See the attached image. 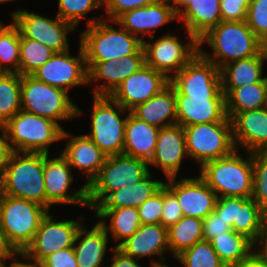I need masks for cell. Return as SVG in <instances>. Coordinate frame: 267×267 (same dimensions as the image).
Segmentation results:
<instances>
[{
  "instance_id": "cell-1",
  "label": "cell",
  "mask_w": 267,
  "mask_h": 267,
  "mask_svg": "<svg viewBox=\"0 0 267 267\" xmlns=\"http://www.w3.org/2000/svg\"><path fill=\"white\" fill-rule=\"evenodd\" d=\"M199 53L219 69L233 61L258 55L266 45L248 27L246 21H221L199 40ZM206 43L213 53L202 47Z\"/></svg>"
},
{
  "instance_id": "cell-2",
  "label": "cell",
  "mask_w": 267,
  "mask_h": 267,
  "mask_svg": "<svg viewBox=\"0 0 267 267\" xmlns=\"http://www.w3.org/2000/svg\"><path fill=\"white\" fill-rule=\"evenodd\" d=\"M107 21L101 17L86 21L87 28L82 31L79 40L86 61L122 59L134 55L143 46L141 39L130 34L116 21ZM109 22L117 24L120 29H115Z\"/></svg>"
},
{
  "instance_id": "cell-3",
  "label": "cell",
  "mask_w": 267,
  "mask_h": 267,
  "mask_svg": "<svg viewBox=\"0 0 267 267\" xmlns=\"http://www.w3.org/2000/svg\"><path fill=\"white\" fill-rule=\"evenodd\" d=\"M243 158L235 149L230 155L206 162L200 177L217 197L251 198L253 191V153Z\"/></svg>"
},
{
  "instance_id": "cell-4",
  "label": "cell",
  "mask_w": 267,
  "mask_h": 267,
  "mask_svg": "<svg viewBox=\"0 0 267 267\" xmlns=\"http://www.w3.org/2000/svg\"><path fill=\"white\" fill-rule=\"evenodd\" d=\"M0 193L46 207L43 153L13 151L0 177Z\"/></svg>"
},
{
  "instance_id": "cell-5",
  "label": "cell",
  "mask_w": 267,
  "mask_h": 267,
  "mask_svg": "<svg viewBox=\"0 0 267 267\" xmlns=\"http://www.w3.org/2000/svg\"><path fill=\"white\" fill-rule=\"evenodd\" d=\"M12 151L49 154L62 139L63 126L46 117L20 110L2 126Z\"/></svg>"
},
{
  "instance_id": "cell-6",
  "label": "cell",
  "mask_w": 267,
  "mask_h": 267,
  "mask_svg": "<svg viewBox=\"0 0 267 267\" xmlns=\"http://www.w3.org/2000/svg\"><path fill=\"white\" fill-rule=\"evenodd\" d=\"M48 212L39 203L0 193V226L19 254L32 242Z\"/></svg>"
},
{
  "instance_id": "cell-7",
  "label": "cell",
  "mask_w": 267,
  "mask_h": 267,
  "mask_svg": "<svg viewBox=\"0 0 267 267\" xmlns=\"http://www.w3.org/2000/svg\"><path fill=\"white\" fill-rule=\"evenodd\" d=\"M21 106L23 111L46 117L59 125L58 121L72 120L83 114L70 100L68 92L31 75L21 76Z\"/></svg>"
},
{
  "instance_id": "cell-8",
  "label": "cell",
  "mask_w": 267,
  "mask_h": 267,
  "mask_svg": "<svg viewBox=\"0 0 267 267\" xmlns=\"http://www.w3.org/2000/svg\"><path fill=\"white\" fill-rule=\"evenodd\" d=\"M149 163L125 154L107 156L99 174L87 186V202L94 209L111 191L130 186L148 173Z\"/></svg>"
},
{
  "instance_id": "cell-9",
  "label": "cell",
  "mask_w": 267,
  "mask_h": 267,
  "mask_svg": "<svg viewBox=\"0 0 267 267\" xmlns=\"http://www.w3.org/2000/svg\"><path fill=\"white\" fill-rule=\"evenodd\" d=\"M91 132L87 135L107 156L123 152L125 126L130 111L110 96L93 95ZM126 113L123 117L121 115Z\"/></svg>"
},
{
  "instance_id": "cell-10",
  "label": "cell",
  "mask_w": 267,
  "mask_h": 267,
  "mask_svg": "<svg viewBox=\"0 0 267 267\" xmlns=\"http://www.w3.org/2000/svg\"><path fill=\"white\" fill-rule=\"evenodd\" d=\"M188 157L200 168L209 161L230 155L233 142L232 121L226 116L221 122L194 124L183 127Z\"/></svg>"
},
{
  "instance_id": "cell-11",
  "label": "cell",
  "mask_w": 267,
  "mask_h": 267,
  "mask_svg": "<svg viewBox=\"0 0 267 267\" xmlns=\"http://www.w3.org/2000/svg\"><path fill=\"white\" fill-rule=\"evenodd\" d=\"M187 33L188 40L183 41L184 44L177 35L169 31L153 43L144 40L145 64L170 80L199 52L198 40Z\"/></svg>"
},
{
  "instance_id": "cell-12",
  "label": "cell",
  "mask_w": 267,
  "mask_h": 267,
  "mask_svg": "<svg viewBox=\"0 0 267 267\" xmlns=\"http://www.w3.org/2000/svg\"><path fill=\"white\" fill-rule=\"evenodd\" d=\"M49 213L42 219L32 242L20 254L24 261L26 259L27 262L38 265L50 254L74 246L76 234L83 225L81 221L83 222L84 217L80 216L79 220L57 221Z\"/></svg>"
},
{
  "instance_id": "cell-13",
  "label": "cell",
  "mask_w": 267,
  "mask_h": 267,
  "mask_svg": "<svg viewBox=\"0 0 267 267\" xmlns=\"http://www.w3.org/2000/svg\"><path fill=\"white\" fill-rule=\"evenodd\" d=\"M175 95L190 97H225L220 69L199 52L172 78Z\"/></svg>"
},
{
  "instance_id": "cell-14",
  "label": "cell",
  "mask_w": 267,
  "mask_h": 267,
  "mask_svg": "<svg viewBox=\"0 0 267 267\" xmlns=\"http://www.w3.org/2000/svg\"><path fill=\"white\" fill-rule=\"evenodd\" d=\"M11 18L19 28L21 38L39 41L55 53L70 50L67 35L75 27L59 16L51 19L35 12L18 9L12 13Z\"/></svg>"
},
{
  "instance_id": "cell-15",
  "label": "cell",
  "mask_w": 267,
  "mask_h": 267,
  "mask_svg": "<svg viewBox=\"0 0 267 267\" xmlns=\"http://www.w3.org/2000/svg\"><path fill=\"white\" fill-rule=\"evenodd\" d=\"M72 170L73 168L61 154L56 158H50L49 154L43 153L44 187L48 210L51 205L56 204L81 205L89 208L85 184L77 191H68L74 181Z\"/></svg>"
},
{
  "instance_id": "cell-16",
  "label": "cell",
  "mask_w": 267,
  "mask_h": 267,
  "mask_svg": "<svg viewBox=\"0 0 267 267\" xmlns=\"http://www.w3.org/2000/svg\"><path fill=\"white\" fill-rule=\"evenodd\" d=\"M31 76L66 92L74 86L88 85V69L82 46L79 45L78 56L75 57L71 56L70 51L55 53Z\"/></svg>"
},
{
  "instance_id": "cell-17",
  "label": "cell",
  "mask_w": 267,
  "mask_h": 267,
  "mask_svg": "<svg viewBox=\"0 0 267 267\" xmlns=\"http://www.w3.org/2000/svg\"><path fill=\"white\" fill-rule=\"evenodd\" d=\"M214 211L236 233L245 235L255 244L260 241L265 212L252 198L217 197Z\"/></svg>"
},
{
  "instance_id": "cell-18",
  "label": "cell",
  "mask_w": 267,
  "mask_h": 267,
  "mask_svg": "<svg viewBox=\"0 0 267 267\" xmlns=\"http://www.w3.org/2000/svg\"><path fill=\"white\" fill-rule=\"evenodd\" d=\"M170 80L161 72L143 65L128 76L110 97L124 109L131 111L164 89Z\"/></svg>"
},
{
  "instance_id": "cell-19",
  "label": "cell",
  "mask_w": 267,
  "mask_h": 267,
  "mask_svg": "<svg viewBox=\"0 0 267 267\" xmlns=\"http://www.w3.org/2000/svg\"><path fill=\"white\" fill-rule=\"evenodd\" d=\"M168 178L164 185L177 197L183 216L204 219L215 209L217 195L200 177Z\"/></svg>"
},
{
  "instance_id": "cell-20",
  "label": "cell",
  "mask_w": 267,
  "mask_h": 267,
  "mask_svg": "<svg viewBox=\"0 0 267 267\" xmlns=\"http://www.w3.org/2000/svg\"><path fill=\"white\" fill-rule=\"evenodd\" d=\"M173 20H178V16L169 0H158L154 4L126 11L115 21L143 42L144 37L148 34L151 41L154 40L155 36L152 35V32ZM140 34L142 35L140 36Z\"/></svg>"
},
{
  "instance_id": "cell-21",
  "label": "cell",
  "mask_w": 267,
  "mask_h": 267,
  "mask_svg": "<svg viewBox=\"0 0 267 267\" xmlns=\"http://www.w3.org/2000/svg\"><path fill=\"white\" fill-rule=\"evenodd\" d=\"M118 249L136 260L145 256H158L162 261L151 259V267L165 266L164 254L169 251L167 228L160 223L141 224Z\"/></svg>"
},
{
  "instance_id": "cell-22",
  "label": "cell",
  "mask_w": 267,
  "mask_h": 267,
  "mask_svg": "<svg viewBox=\"0 0 267 267\" xmlns=\"http://www.w3.org/2000/svg\"><path fill=\"white\" fill-rule=\"evenodd\" d=\"M186 157L185 132L181 125L176 124L159 130L155 152L148 163L161 169L168 179L177 177Z\"/></svg>"
},
{
  "instance_id": "cell-23",
  "label": "cell",
  "mask_w": 267,
  "mask_h": 267,
  "mask_svg": "<svg viewBox=\"0 0 267 267\" xmlns=\"http://www.w3.org/2000/svg\"><path fill=\"white\" fill-rule=\"evenodd\" d=\"M235 148L245 152H267V109L237 113L232 119Z\"/></svg>"
},
{
  "instance_id": "cell-24",
  "label": "cell",
  "mask_w": 267,
  "mask_h": 267,
  "mask_svg": "<svg viewBox=\"0 0 267 267\" xmlns=\"http://www.w3.org/2000/svg\"><path fill=\"white\" fill-rule=\"evenodd\" d=\"M70 132L64 130L61 140L68 139L66 148L60 154L67 160L72 168H79L86 175L88 186L91 181L99 174L100 169L105 163L107 155L87 136H72Z\"/></svg>"
},
{
  "instance_id": "cell-25",
  "label": "cell",
  "mask_w": 267,
  "mask_h": 267,
  "mask_svg": "<svg viewBox=\"0 0 267 267\" xmlns=\"http://www.w3.org/2000/svg\"><path fill=\"white\" fill-rule=\"evenodd\" d=\"M177 105V125L221 122L227 115L225 97H190L175 95Z\"/></svg>"
},
{
  "instance_id": "cell-26",
  "label": "cell",
  "mask_w": 267,
  "mask_h": 267,
  "mask_svg": "<svg viewBox=\"0 0 267 267\" xmlns=\"http://www.w3.org/2000/svg\"><path fill=\"white\" fill-rule=\"evenodd\" d=\"M139 120L159 129L177 124L175 89L169 83L155 96L130 111Z\"/></svg>"
},
{
  "instance_id": "cell-27",
  "label": "cell",
  "mask_w": 267,
  "mask_h": 267,
  "mask_svg": "<svg viewBox=\"0 0 267 267\" xmlns=\"http://www.w3.org/2000/svg\"><path fill=\"white\" fill-rule=\"evenodd\" d=\"M89 230L83 224L76 234L73 246L76 262L78 267H101L108 251L109 234L99 222Z\"/></svg>"
},
{
  "instance_id": "cell-28",
  "label": "cell",
  "mask_w": 267,
  "mask_h": 267,
  "mask_svg": "<svg viewBox=\"0 0 267 267\" xmlns=\"http://www.w3.org/2000/svg\"><path fill=\"white\" fill-rule=\"evenodd\" d=\"M159 128L128 113L122 154L149 162L155 152Z\"/></svg>"
},
{
  "instance_id": "cell-29",
  "label": "cell",
  "mask_w": 267,
  "mask_h": 267,
  "mask_svg": "<svg viewBox=\"0 0 267 267\" xmlns=\"http://www.w3.org/2000/svg\"><path fill=\"white\" fill-rule=\"evenodd\" d=\"M177 16L186 32L199 40L222 21L220 0H191Z\"/></svg>"
},
{
  "instance_id": "cell-30",
  "label": "cell",
  "mask_w": 267,
  "mask_h": 267,
  "mask_svg": "<svg viewBox=\"0 0 267 267\" xmlns=\"http://www.w3.org/2000/svg\"><path fill=\"white\" fill-rule=\"evenodd\" d=\"M267 60V46L255 56L239 59L220 69L222 88H239L261 82L264 63Z\"/></svg>"
},
{
  "instance_id": "cell-31",
  "label": "cell",
  "mask_w": 267,
  "mask_h": 267,
  "mask_svg": "<svg viewBox=\"0 0 267 267\" xmlns=\"http://www.w3.org/2000/svg\"><path fill=\"white\" fill-rule=\"evenodd\" d=\"M152 177L149 172L139 182L111 191L95 208H138L164 186L162 180H152Z\"/></svg>"
},
{
  "instance_id": "cell-32",
  "label": "cell",
  "mask_w": 267,
  "mask_h": 267,
  "mask_svg": "<svg viewBox=\"0 0 267 267\" xmlns=\"http://www.w3.org/2000/svg\"><path fill=\"white\" fill-rule=\"evenodd\" d=\"M93 210L101 226L112 235L113 240L119 242L114 245V248H118L141 226L138 210L135 207L94 208ZM106 218L110 220L109 225L106 223Z\"/></svg>"
},
{
  "instance_id": "cell-33",
  "label": "cell",
  "mask_w": 267,
  "mask_h": 267,
  "mask_svg": "<svg viewBox=\"0 0 267 267\" xmlns=\"http://www.w3.org/2000/svg\"><path fill=\"white\" fill-rule=\"evenodd\" d=\"M222 91L226 115L231 120L237 113L265 107L266 76L261 82L239 88H222Z\"/></svg>"
},
{
  "instance_id": "cell-34",
  "label": "cell",
  "mask_w": 267,
  "mask_h": 267,
  "mask_svg": "<svg viewBox=\"0 0 267 267\" xmlns=\"http://www.w3.org/2000/svg\"><path fill=\"white\" fill-rule=\"evenodd\" d=\"M221 261L227 266L239 264L255 250L256 244L245 235L229 231L214 237L210 241Z\"/></svg>"
},
{
  "instance_id": "cell-35",
  "label": "cell",
  "mask_w": 267,
  "mask_h": 267,
  "mask_svg": "<svg viewBox=\"0 0 267 267\" xmlns=\"http://www.w3.org/2000/svg\"><path fill=\"white\" fill-rule=\"evenodd\" d=\"M169 253L176 258L183 251L203 240L202 219L183 216L167 229Z\"/></svg>"
},
{
  "instance_id": "cell-36",
  "label": "cell",
  "mask_w": 267,
  "mask_h": 267,
  "mask_svg": "<svg viewBox=\"0 0 267 267\" xmlns=\"http://www.w3.org/2000/svg\"><path fill=\"white\" fill-rule=\"evenodd\" d=\"M21 33L12 22H0V72L19 73Z\"/></svg>"
},
{
  "instance_id": "cell-37",
  "label": "cell",
  "mask_w": 267,
  "mask_h": 267,
  "mask_svg": "<svg viewBox=\"0 0 267 267\" xmlns=\"http://www.w3.org/2000/svg\"><path fill=\"white\" fill-rule=\"evenodd\" d=\"M21 106V75L19 73H0V126H3Z\"/></svg>"
},
{
  "instance_id": "cell-38",
  "label": "cell",
  "mask_w": 267,
  "mask_h": 267,
  "mask_svg": "<svg viewBox=\"0 0 267 267\" xmlns=\"http://www.w3.org/2000/svg\"><path fill=\"white\" fill-rule=\"evenodd\" d=\"M119 60L86 61L88 84L96 83L95 80L104 82L93 87L94 96H110L118 87V68L115 63Z\"/></svg>"
},
{
  "instance_id": "cell-39",
  "label": "cell",
  "mask_w": 267,
  "mask_h": 267,
  "mask_svg": "<svg viewBox=\"0 0 267 267\" xmlns=\"http://www.w3.org/2000/svg\"><path fill=\"white\" fill-rule=\"evenodd\" d=\"M49 47L39 41L21 38L19 74L31 75L35 70L44 65L53 55Z\"/></svg>"
},
{
  "instance_id": "cell-40",
  "label": "cell",
  "mask_w": 267,
  "mask_h": 267,
  "mask_svg": "<svg viewBox=\"0 0 267 267\" xmlns=\"http://www.w3.org/2000/svg\"><path fill=\"white\" fill-rule=\"evenodd\" d=\"M184 267H227L209 241H199L176 257Z\"/></svg>"
},
{
  "instance_id": "cell-41",
  "label": "cell",
  "mask_w": 267,
  "mask_h": 267,
  "mask_svg": "<svg viewBox=\"0 0 267 267\" xmlns=\"http://www.w3.org/2000/svg\"><path fill=\"white\" fill-rule=\"evenodd\" d=\"M100 7H103V0H58L56 15L77 28L81 19L87 18L86 14Z\"/></svg>"
},
{
  "instance_id": "cell-42",
  "label": "cell",
  "mask_w": 267,
  "mask_h": 267,
  "mask_svg": "<svg viewBox=\"0 0 267 267\" xmlns=\"http://www.w3.org/2000/svg\"><path fill=\"white\" fill-rule=\"evenodd\" d=\"M251 198L267 212V152H253V191Z\"/></svg>"
},
{
  "instance_id": "cell-43",
  "label": "cell",
  "mask_w": 267,
  "mask_h": 267,
  "mask_svg": "<svg viewBox=\"0 0 267 267\" xmlns=\"http://www.w3.org/2000/svg\"><path fill=\"white\" fill-rule=\"evenodd\" d=\"M246 23L267 46V0H252L247 9Z\"/></svg>"
},
{
  "instance_id": "cell-44",
  "label": "cell",
  "mask_w": 267,
  "mask_h": 267,
  "mask_svg": "<svg viewBox=\"0 0 267 267\" xmlns=\"http://www.w3.org/2000/svg\"><path fill=\"white\" fill-rule=\"evenodd\" d=\"M162 206L163 187L137 208L141 224H159L162 216Z\"/></svg>"
},
{
  "instance_id": "cell-45",
  "label": "cell",
  "mask_w": 267,
  "mask_h": 267,
  "mask_svg": "<svg viewBox=\"0 0 267 267\" xmlns=\"http://www.w3.org/2000/svg\"><path fill=\"white\" fill-rule=\"evenodd\" d=\"M163 210L160 224L165 228L175 225L182 217L183 212L177 197L164 185L163 186Z\"/></svg>"
},
{
  "instance_id": "cell-46",
  "label": "cell",
  "mask_w": 267,
  "mask_h": 267,
  "mask_svg": "<svg viewBox=\"0 0 267 267\" xmlns=\"http://www.w3.org/2000/svg\"><path fill=\"white\" fill-rule=\"evenodd\" d=\"M158 0H103L107 20L115 21L124 12L146 5L154 4Z\"/></svg>"
},
{
  "instance_id": "cell-47",
  "label": "cell",
  "mask_w": 267,
  "mask_h": 267,
  "mask_svg": "<svg viewBox=\"0 0 267 267\" xmlns=\"http://www.w3.org/2000/svg\"><path fill=\"white\" fill-rule=\"evenodd\" d=\"M118 68V86L128 76L138 71L145 65V52L143 46L134 54L125 56L115 63Z\"/></svg>"
},
{
  "instance_id": "cell-48",
  "label": "cell",
  "mask_w": 267,
  "mask_h": 267,
  "mask_svg": "<svg viewBox=\"0 0 267 267\" xmlns=\"http://www.w3.org/2000/svg\"><path fill=\"white\" fill-rule=\"evenodd\" d=\"M203 226V240L211 241L214 237L220 236L232 230V226L219 216L215 211H212L202 220Z\"/></svg>"
},
{
  "instance_id": "cell-49",
  "label": "cell",
  "mask_w": 267,
  "mask_h": 267,
  "mask_svg": "<svg viewBox=\"0 0 267 267\" xmlns=\"http://www.w3.org/2000/svg\"><path fill=\"white\" fill-rule=\"evenodd\" d=\"M38 267H78L73 247L50 254L38 264Z\"/></svg>"
},
{
  "instance_id": "cell-50",
  "label": "cell",
  "mask_w": 267,
  "mask_h": 267,
  "mask_svg": "<svg viewBox=\"0 0 267 267\" xmlns=\"http://www.w3.org/2000/svg\"><path fill=\"white\" fill-rule=\"evenodd\" d=\"M222 21H246L247 9L241 2L220 1Z\"/></svg>"
},
{
  "instance_id": "cell-51",
  "label": "cell",
  "mask_w": 267,
  "mask_h": 267,
  "mask_svg": "<svg viewBox=\"0 0 267 267\" xmlns=\"http://www.w3.org/2000/svg\"><path fill=\"white\" fill-rule=\"evenodd\" d=\"M16 255L20 257V254L15 250V248L7 240L0 226V265L7 264L6 261H4L7 259L11 260V262L15 261L14 257L18 258V256Z\"/></svg>"
},
{
  "instance_id": "cell-52",
  "label": "cell",
  "mask_w": 267,
  "mask_h": 267,
  "mask_svg": "<svg viewBox=\"0 0 267 267\" xmlns=\"http://www.w3.org/2000/svg\"><path fill=\"white\" fill-rule=\"evenodd\" d=\"M111 264L109 267H142L138 264V260L125 255L118 248L112 249Z\"/></svg>"
},
{
  "instance_id": "cell-53",
  "label": "cell",
  "mask_w": 267,
  "mask_h": 267,
  "mask_svg": "<svg viewBox=\"0 0 267 267\" xmlns=\"http://www.w3.org/2000/svg\"><path fill=\"white\" fill-rule=\"evenodd\" d=\"M0 134H2L0 135V177H1L8 163V159L13 151L11 150L8 140L6 139L2 126H0Z\"/></svg>"
},
{
  "instance_id": "cell-54",
  "label": "cell",
  "mask_w": 267,
  "mask_h": 267,
  "mask_svg": "<svg viewBox=\"0 0 267 267\" xmlns=\"http://www.w3.org/2000/svg\"><path fill=\"white\" fill-rule=\"evenodd\" d=\"M231 267H267V258L255 249L248 258Z\"/></svg>"
},
{
  "instance_id": "cell-55",
  "label": "cell",
  "mask_w": 267,
  "mask_h": 267,
  "mask_svg": "<svg viewBox=\"0 0 267 267\" xmlns=\"http://www.w3.org/2000/svg\"><path fill=\"white\" fill-rule=\"evenodd\" d=\"M259 245L258 252L267 258V212H265L264 218H263V227H262V234L260 241L256 244V246Z\"/></svg>"
},
{
  "instance_id": "cell-56",
  "label": "cell",
  "mask_w": 267,
  "mask_h": 267,
  "mask_svg": "<svg viewBox=\"0 0 267 267\" xmlns=\"http://www.w3.org/2000/svg\"><path fill=\"white\" fill-rule=\"evenodd\" d=\"M190 1L191 0H169V3H171L170 5L173 7L174 12L178 15Z\"/></svg>"
},
{
  "instance_id": "cell-57",
  "label": "cell",
  "mask_w": 267,
  "mask_h": 267,
  "mask_svg": "<svg viewBox=\"0 0 267 267\" xmlns=\"http://www.w3.org/2000/svg\"><path fill=\"white\" fill-rule=\"evenodd\" d=\"M9 267H38V265L31 264L29 262H22V261H17L15 258V261L11 262Z\"/></svg>"
},
{
  "instance_id": "cell-58",
  "label": "cell",
  "mask_w": 267,
  "mask_h": 267,
  "mask_svg": "<svg viewBox=\"0 0 267 267\" xmlns=\"http://www.w3.org/2000/svg\"><path fill=\"white\" fill-rule=\"evenodd\" d=\"M220 1H234V2H241V4L248 9V6L250 5L252 0H220Z\"/></svg>"
},
{
  "instance_id": "cell-59",
  "label": "cell",
  "mask_w": 267,
  "mask_h": 267,
  "mask_svg": "<svg viewBox=\"0 0 267 267\" xmlns=\"http://www.w3.org/2000/svg\"><path fill=\"white\" fill-rule=\"evenodd\" d=\"M265 108L267 109V76H266V103H265Z\"/></svg>"
},
{
  "instance_id": "cell-60",
  "label": "cell",
  "mask_w": 267,
  "mask_h": 267,
  "mask_svg": "<svg viewBox=\"0 0 267 267\" xmlns=\"http://www.w3.org/2000/svg\"><path fill=\"white\" fill-rule=\"evenodd\" d=\"M11 1H17V0H0V4L1 3H6V2H11Z\"/></svg>"
}]
</instances>
